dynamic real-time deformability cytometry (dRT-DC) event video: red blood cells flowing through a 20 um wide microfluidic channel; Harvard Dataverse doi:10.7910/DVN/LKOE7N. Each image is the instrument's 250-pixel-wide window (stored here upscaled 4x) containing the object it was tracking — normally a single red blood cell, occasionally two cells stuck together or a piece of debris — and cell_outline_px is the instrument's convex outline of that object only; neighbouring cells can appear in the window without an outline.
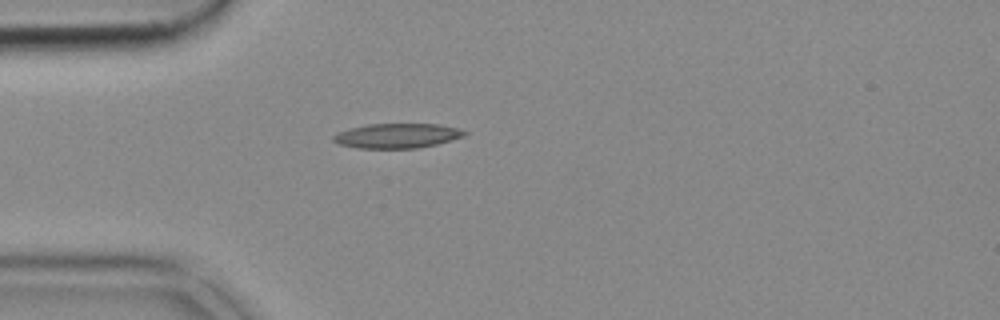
{"species": "common noctule bat (a hibernating species)", "species_latin": "Nyctalus noctula", "temperature_condition": "cold", "stored_images_in_passage": 39, "camera_frame_rate_fps": 3000, "um_per_image_px": 0.085, "animal": {"sex": "female", "body_mass_g": 18.4}, "frame": {"image": 1, "passage_image": 1, "time_ms": 0.0, "image_size_px": [1000, 320], "cell_outline_px": [[468, 132], [464, 136], [436, 144], [416, 148], [360, 148], [340, 144], [332, 140], [332, 136], [340, 132], [352, 128], [368, 124], [440, 124], [456, 128]], "centroid_in_image_um": [33.77, 11.53], "position_along_channel_um": 51.2, "area_um2": 18.55}}
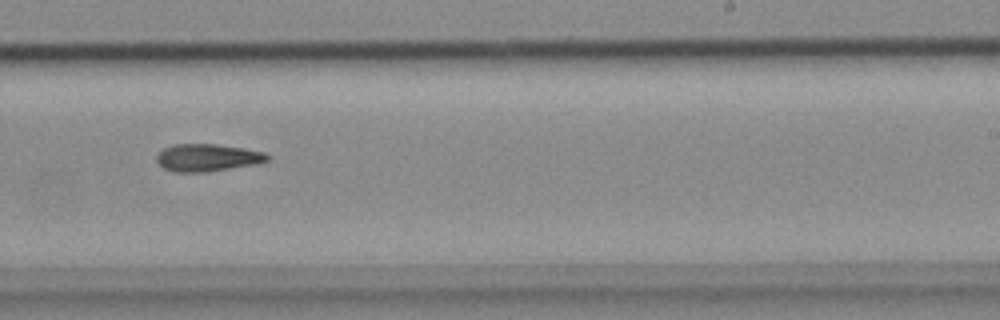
{"frame": {"image": 2, "passage_image": 19, "time_ms": 6.0, "image_size_px": [1000, 320], "cell_outline_px": [[272, 156], [268, 160], [252, 164], [208, 172], [176, 172], [164, 168], [156, 160], [156, 156], [164, 148], [172, 144], [216, 144], [244, 148], [264, 152]], "centroid_in_image_um": [17.62, 13.39], "position_along_channel_um": 271.4, "area_um2": 17.57}}
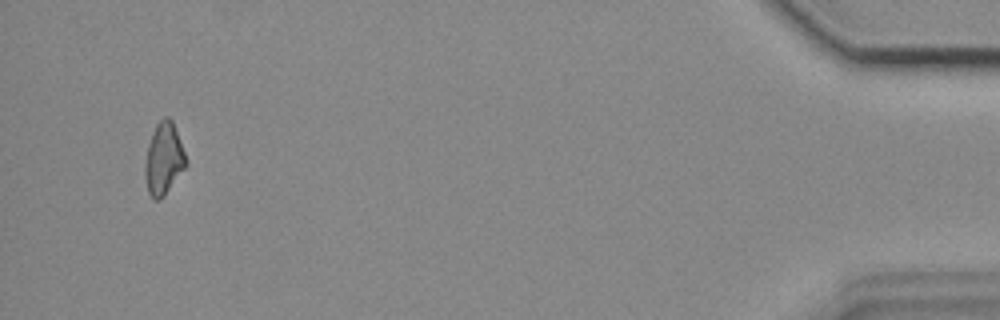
{"frame": {"image": 3, "passage_image": 37, "time_ms": 12.0, "image_size_px": [1000, 320], "cell_outline_px": [[188, 164], [164, 196], [160, 200], [152, 200], [148, 192], [144, 172], [144, 164], [148, 144], [152, 132], [156, 124], [164, 116], [168, 116], [172, 120], [188, 160]], "centroid_in_image_um": [13.91, 13.51], "position_along_channel_um": 421.3, "area_um2": 17.4}}